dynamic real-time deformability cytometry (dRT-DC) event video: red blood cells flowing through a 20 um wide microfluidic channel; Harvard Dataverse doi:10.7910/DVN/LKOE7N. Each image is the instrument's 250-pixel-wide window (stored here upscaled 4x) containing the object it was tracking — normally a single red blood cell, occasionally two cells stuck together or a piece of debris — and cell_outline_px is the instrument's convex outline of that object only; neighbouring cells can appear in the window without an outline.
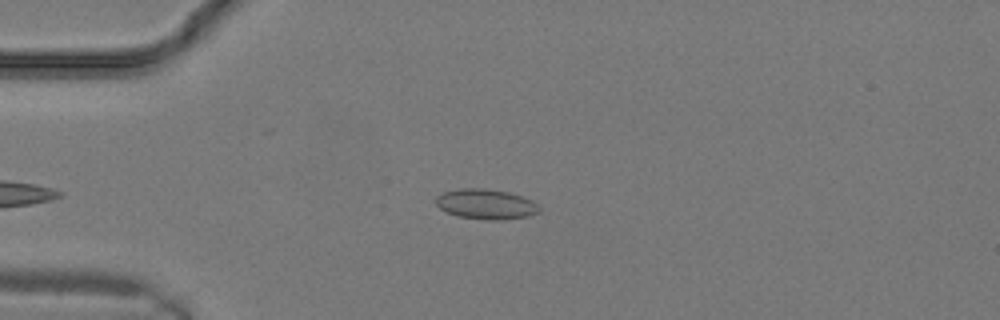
{"species": "common noctule bat (a hibernating species)", "species_latin": "Nyctalus noctula", "temperature_condition": "warm", "stored_images_in_passage": 7, "camera_frame_rate_fps": 3000, "um_per_image_px": 0.085, "animal": {"sex": "male", "body_mass_g": 19.2, "forearm_length_mm": 51.8}, "frame": {"image": 1, "passage_image": 1, "time_ms": 0.0, "image_size_px": [1000, 320], "cell_outline_px": [[540, 212], [528, 216], [500, 220], [488, 220], [456, 216], [440, 208], [436, 204], [436, 196], [444, 192], [460, 188], [484, 188], [508, 192], [524, 196], [532, 200], [540, 208]], "centroid_in_image_um": [41.32, 17.35], "position_along_channel_um": 43.7, "area_um2": 18.21}}
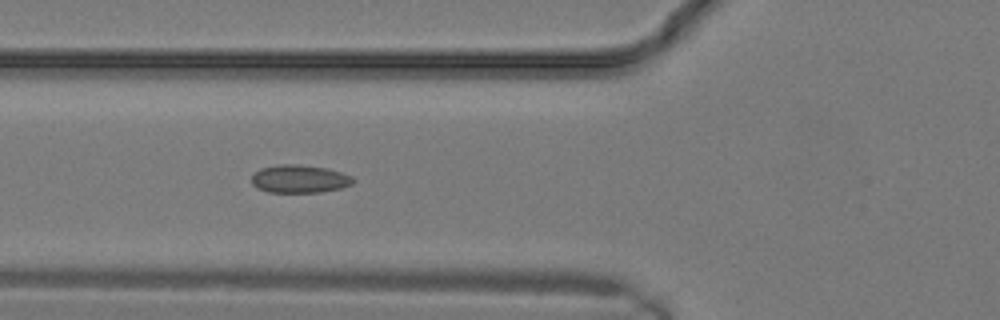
{"frame": {"image": 2, "passage_image": 4, "time_ms": 1.0, "image_size_px": [1000, 320], "cell_outline_px": [[356, 180], [352, 184], [340, 188], [320, 192], [268, 192], [256, 188], [252, 184], [252, 176], [260, 168], [280, 164], [296, 164], [328, 168], [352, 176]], "centroid_in_image_um": [25.46, 15.2], "position_along_channel_um": 100.3, "area_um2": 16.59}}
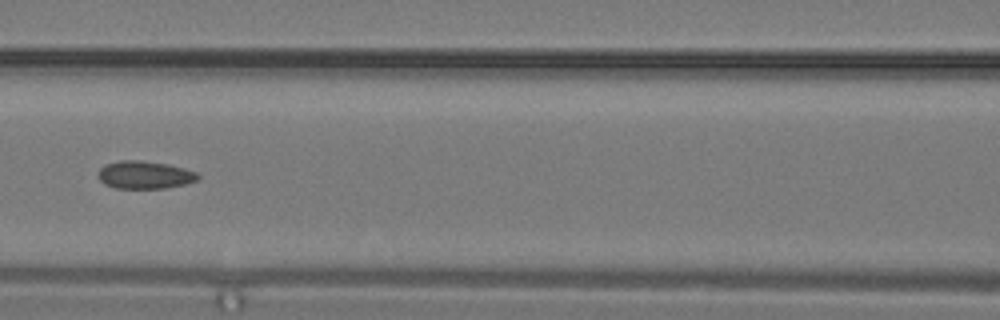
{"frame": {"image": 3, "passage_image": 6, "time_ms": 1.667, "image_size_px": [1000, 320], "cell_outline_px": [[200, 176], [196, 180], [184, 184], [164, 188], [116, 188], [104, 184], [96, 176], [100, 168], [104, 164], [120, 160], [140, 160], [168, 164], [184, 168], [196, 172]], "centroid_in_image_um": [12.25, 14.85], "position_along_channel_um": 154.3, "area_um2": 16.18}}